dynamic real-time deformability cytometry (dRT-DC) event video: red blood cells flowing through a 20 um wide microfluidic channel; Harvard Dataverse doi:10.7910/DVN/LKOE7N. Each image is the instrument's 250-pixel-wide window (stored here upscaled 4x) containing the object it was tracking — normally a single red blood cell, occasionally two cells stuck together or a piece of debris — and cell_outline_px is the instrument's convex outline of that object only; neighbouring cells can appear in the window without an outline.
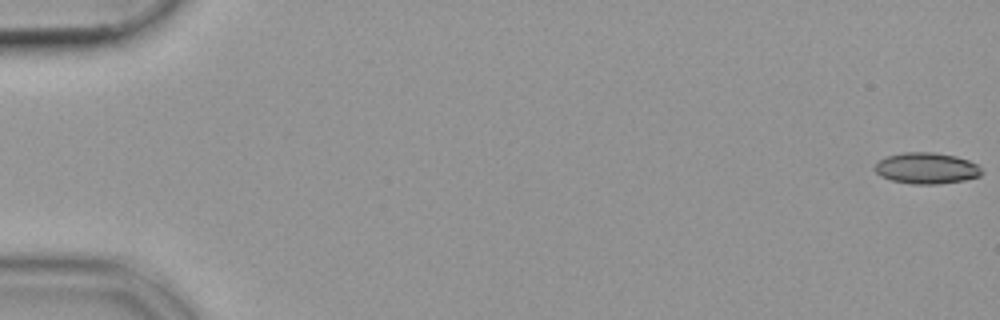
{"species": "common noctule bat (a hibernating species)", "species_latin": "Nyctalus noctula", "temperature_condition": "cold", "stored_images_in_passage": 15, "camera_frame_rate_fps": 3000, "um_per_image_px": 0.085, "animal": {"sex": "female", "body_mass_g": 19.9}, "frame": {"image": 1, "passage_image": 1, "time_ms": 0.0, "image_size_px": [1000, 320], "cell_outline_px": [[984, 172], [980, 176], [964, 180], [936, 184], [912, 184], [892, 180], [880, 176], [872, 168], [880, 160], [888, 156], [904, 152], [932, 152], [956, 156], [968, 160], [976, 164]], "centroid_in_image_um": [78.75, 14.3], "position_along_channel_um": 6.3, "area_um2": 19.36}}
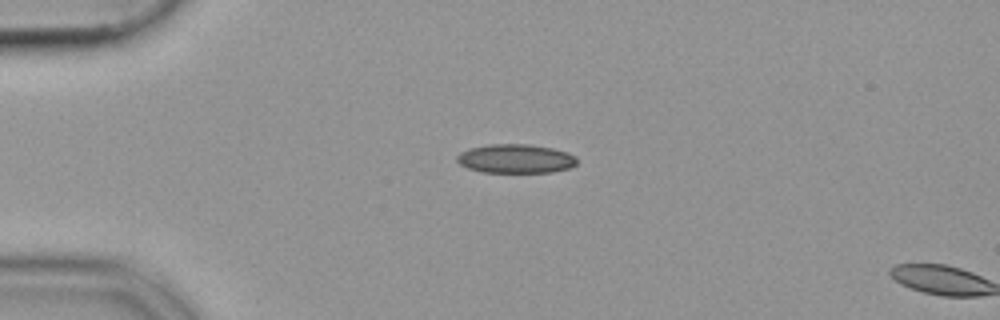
{"frame": {"image": 2, "passage_image": 14, "time_ms": 4.333, "image_size_px": [1000, 320], "cell_outline_px": [[576, 164], [568, 168], [552, 172], [480, 172], [468, 168], [460, 164], [456, 160], [456, 156], [460, 152], [472, 148], [488, 144], [528, 144], [552, 148], [568, 152], [576, 156]], "centroid_in_image_um": [43.82, 13.48], "position_along_channel_um": 41.2, "area_um2": 20.23}}